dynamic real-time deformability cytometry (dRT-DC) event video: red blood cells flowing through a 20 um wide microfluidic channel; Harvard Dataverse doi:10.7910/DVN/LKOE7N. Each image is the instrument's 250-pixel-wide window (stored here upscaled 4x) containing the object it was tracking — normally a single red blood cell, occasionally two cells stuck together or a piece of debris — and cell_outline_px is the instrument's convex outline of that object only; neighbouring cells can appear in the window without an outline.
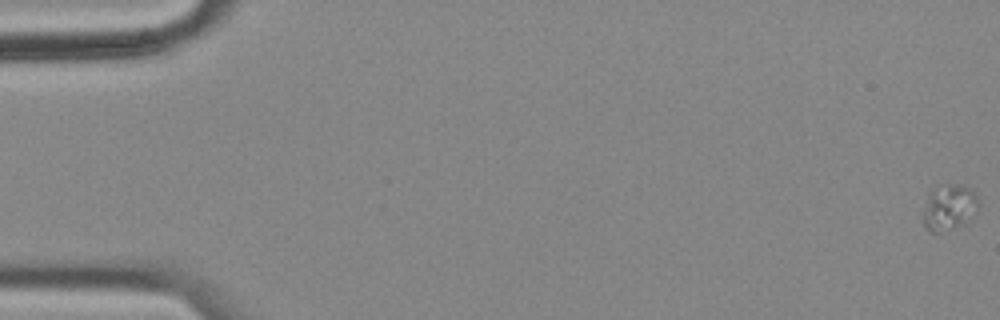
{"species": "common noctule bat (a hibernating species)", "species_latin": "Nyctalus noctula", "temperature_condition": "cold", "stored_images_in_passage": 59, "camera_frame_rate_fps": 3000, "um_per_image_px": 0.085, "animal": {"sex": "female", "body_mass_g": 18.4}, "frame": {"image": 1, "passage_image": 1, "time_ms": 0.0, "image_size_px": [1000, 320], "cell_outline_px": [[980, 204], [976, 208], [956, 224], [936, 232], [928, 232], [924, 224], [924, 212], [932, 192], [936, 184], [956, 184], [968, 188], [976, 196]], "centroid_in_image_um": [80.62, 17.55], "position_along_channel_um": 4.4, "area_um2": 13.41}}